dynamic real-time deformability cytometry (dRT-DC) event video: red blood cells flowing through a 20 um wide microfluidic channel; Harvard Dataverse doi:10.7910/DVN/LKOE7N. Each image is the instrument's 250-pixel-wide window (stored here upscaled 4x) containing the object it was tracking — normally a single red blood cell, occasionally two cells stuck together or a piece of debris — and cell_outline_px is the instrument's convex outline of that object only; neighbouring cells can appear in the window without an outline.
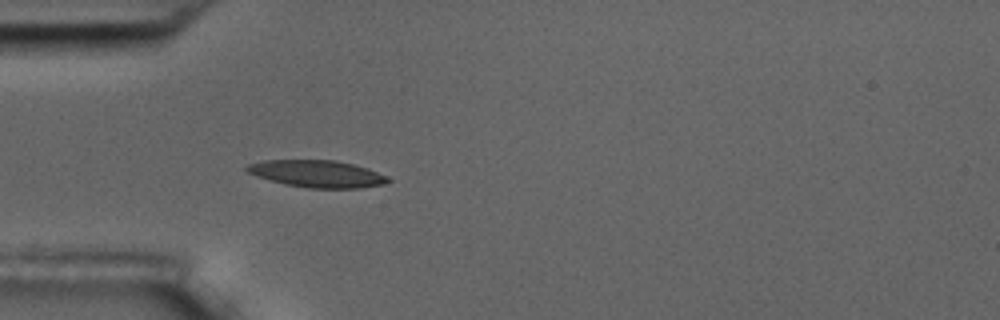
{"species": "common noctule bat (a hibernating species)", "species_latin": "Nyctalus noctula", "temperature_condition": "room temperature", "stored_images_in_passage": 7, "camera_frame_rate_fps": 3000, "um_per_image_px": 0.085, "animal": {"sex": "male", "body_mass_g": 17.5, "forearm_length_mm": 52.3}, "frame": {"image": 1, "passage_image": 7, "time_ms": 7.0, "image_size_px": [1000, 320], "cell_outline_px": [[392, 180], [384, 184], [360, 188], [308, 188], [284, 184], [256, 176], [248, 172], [244, 168], [248, 164], [264, 160], [336, 160], [368, 168], [388, 176]], "centroid_in_image_um": [26.97, 14.77], "position_along_channel_um": 58.0, "area_um2": 22.37}}